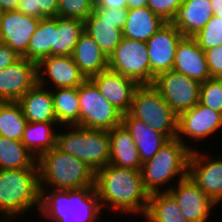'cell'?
<instances>
[{
  "instance_id": "74e56055",
  "label": "cell",
  "mask_w": 222,
  "mask_h": 222,
  "mask_svg": "<svg viewBox=\"0 0 222 222\" xmlns=\"http://www.w3.org/2000/svg\"><path fill=\"white\" fill-rule=\"evenodd\" d=\"M184 0H148L147 6L164 21L171 22Z\"/></svg>"
},
{
  "instance_id": "e575fe53",
  "label": "cell",
  "mask_w": 222,
  "mask_h": 222,
  "mask_svg": "<svg viewBox=\"0 0 222 222\" xmlns=\"http://www.w3.org/2000/svg\"><path fill=\"white\" fill-rule=\"evenodd\" d=\"M58 0H20L17 10L22 14L39 19L56 17Z\"/></svg>"
},
{
  "instance_id": "5b68a950",
  "label": "cell",
  "mask_w": 222,
  "mask_h": 222,
  "mask_svg": "<svg viewBox=\"0 0 222 222\" xmlns=\"http://www.w3.org/2000/svg\"><path fill=\"white\" fill-rule=\"evenodd\" d=\"M190 152L177 138L169 139L150 160L142 163L145 190L149 194L164 192L162 188L174 177L178 176V181L185 178L188 175Z\"/></svg>"
},
{
  "instance_id": "4316f807",
  "label": "cell",
  "mask_w": 222,
  "mask_h": 222,
  "mask_svg": "<svg viewBox=\"0 0 222 222\" xmlns=\"http://www.w3.org/2000/svg\"><path fill=\"white\" fill-rule=\"evenodd\" d=\"M84 31L89 34L109 58L122 39L116 23L99 18L94 12L84 20Z\"/></svg>"
},
{
  "instance_id": "83f0119b",
  "label": "cell",
  "mask_w": 222,
  "mask_h": 222,
  "mask_svg": "<svg viewBox=\"0 0 222 222\" xmlns=\"http://www.w3.org/2000/svg\"><path fill=\"white\" fill-rule=\"evenodd\" d=\"M58 126H80L78 87L51 89Z\"/></svg>"
},
{
  "instance_id": "7a4b0ae2",
  "label": "cell",
  "mask_w": 222,
  "mask_h": 222,
  "mask_svg": "<svg viewBox=\"0 0 222 222\" xmlns=\"http://www.w3.org/2000/svg\"><path fill=\"white\" fill-rule=\"evenodd\" d=\"M40 214L51 222H95L102 212L95 187L40 189Z\"/></svg>"
},
{
  "instance_id": "e0dca14e",
  "label": "cell",
  "mask_w": 222,
  "mask_h": 222,
  "mask_svg": "<svg viewBox=\"0 0 222 222\" xmlns=\"http://www.w3.org/2000/svg\"><path fill=\"white\" fill-rule=\"evenodd\" d=\"M85 80L72 56H49L37 64V83L43 87L52 82L53 89L73 88L79 87Z\"/></svg>"
},
{
  "instance_id": "30bf717a",
  "label": "cell",
  "mask_w": 222,
  "mask_h": 222,
  "mask_svg": "<svg viewBox=\"0 0 222 222\" xmlns=\"http://www.w3.org/2000/svg\"><path fill=\"white\" fill-rule=\"evenodd\" d=\"M152 85L178 116L199 102L201 83L174 70L159 74Z\"/></svg>"
},
{
  "instance_id": "7c38bea8",
  "label": "cell",
  "mask_w": 222,
  "mask_h": 222,
  "mask_svg": "<svg viewBox=\"0 0 222 222\" xmlns=\"http://www.w3.org/2000/svg\"><path fill=\"white\" fill-rule=\"evenodd\" d=\"M222 128V113L211 110L199 102L191 109L182 112L178 116L177 139L184 143L191 151L194 147L188 146L182 136L186 139L199 140L212 137L215 132Z\"/></svg>"
},
{
  "instance_id": "8992f818",
  "label": "cell",
  "mask_w": 222,
  "mask_h": 222,
  "mask_svg": "<svg viewBox=\"0 0 222 222\" xmlns=\"http://www.w3.org/2000/svg\"><path fill=\"white\" fill-rule=\"evenodd\" d=\"M69 127L57 133L56 147L86 163L94 172L106 167L110 161V138L106 130ZM71 129V130H69Z\"/></svg>"
},
{
  "instance_id": "44dd1931",
  "label": "cell",
  "mask_w": 222,
  "mask_h": 222,
  "mask_svg": "<svg viewBox=\"0 0 222 222\" xmlns=\"http://www.w3.org/2000/svg\"><path fill=\"white\" fill-rule=\"evenodd\" d=\"M122 124L130 132L142 163L150 160L169 140L164 134L153 130L149 124L133 117L129 112L122 115Z\"/></svg>"
},
{
  "instance_id": "1f68e13d",
  "label": "cell",
  "mask_w": 222,
  "mask_h": 222,
  "mask_svg": "<svg viewBox=\"0 0 222 222\" xmlns=\"http://www.w3.org/2000/svg\"><path fill=\"white\" fill-rule=\"evenodd\" d=\"M144 217L148 222H189L169 192L150 194Z\"/></svg>"
},
{
  "instance_id": "484cf974",
  "label": "cell",
  "mask_w": 222,
  "mask_h": 222,
  "mask_svg": "<svg viewBox=\"0 0 222 222\" xmlns=\"http://www.w3.org/2000/svg\"><path fill=\"white\" fill-rule=\"evenodd\" d=\"M56 124V125H55ZM57 122H28L23 133L21 142L38 159L45 152L56 147Z\"/></svg>"
},
{
  "instance_id": "4dcf8cb0",
  "label": "cell",
  "mask_w": 222,
  "mask_h": 222,
  "mask_svg": "<svg viewBox=\"0 0 222 222\" xmlns=\"http://www.w3.org/2000/svg\"><path fill=\"white\" fill-rule=\"evenodd\" d=\"M56 30L57 16L40 19L28 45V60L38 64L42 59L53 56V38Z\"/></svg>"
},
{
  "instance_id": "6da1fadb",
  "label": "cell",
  "mask_w": 222,
  "mask_h": 222,
  "mask_svg": "<svg viewBox=\"0 0 222 222\" xmlns=\"http://www.w3.org/2000/svg\"><path fill=\"white\" fill-rule=\"evenodd\" d=\"M94 186L103 211L107 207L124 215H145L150 194L144 188L141 170L108 164L95 172Z\"/></svg>"
},
{
  "instance_id": "52a82bcc",
  "label": "cell",
  "mask_w": 222,
  "mask_h": 222,
  "mask_svg": "<svg viewBox=\"0 0 222 222\" xmlns=\"http://www.w3.org/2000/svg\"><path fill=\"white\" fill-rule=\"evenodd\" d=\"M129 113L168 139L177 137L178 115L153 85H139L135 89Z\"/></svg>"
},
{
  "instance_id": "f1b7e54d",
  "label": "cell",
  "mask_w": 222,
  "mask_h": 222,
  "mask_svg": "<svg viewBox=\"0 0 222 222\" xmlns=\"http://www.w3.org/2000/svg\"><path fill=\"white\" fill-rule=\"evenodd\" d=\"M38 169L37 159L19 140L0 136V170Z\"/></svg>"
},
{
  "instance_id": "ab89813d",
  "label": "cell",
  "mask_w": 222,
  "mask_h": 222,
  "mask_svg": "<svg viewBox=\"0 0 222 222\" xmlns=\"http://www.w3.org/2000/svg\"><path fill=\"white\" fill-rule=\"evenodd\" d=\"M211 78L222 79V45L204 51Z\"/></svg>"
},
{
  "instance_id": "ba28073f",
  "label": "cell",
  "mask_w": 222,
  "mask_h": 222,
  "mask_svg": "<svg viewBox=\"0 0 222 222\" xmlns=\"http://www.w3.org/2000/svg\"><path fill=\"white\" fill-rule=\"evenodd\" d=\"M80 127L110 131L122 124V113L99 92L96 85L86 79L78 87Z\"/></svg>"
},
{
  "instance_id": "603a6c76",
  "label": "cell",
  "mask_w": 222,
  "mask_h": 222,
  "mask_svg": "<svg viewBox=\"0 0 222 222\" xmlns=\"http://www.w3.org/2000/svg\"><path fill=\"white\" fill-rule=\"evenodd\" d=\"M109 164L126 169L141 170L142 162L130 132L123 124L111 129Z\"/></svg>"
},
{
  "instance_id": "5bb4252c",
  "label": "cell",
  "mask_w": 222,
  "mask_h": 222,
  "mask_svg": "<svg viewBox=\"0 0 222 222\" xmlns=\"http://www.w3.org/2000/svg\"><path fill=\"white\" fill-rule=\"evenodd\" d=\"M183 37L175 25L167 22L148 41L151 85L155 78L164 72L172 70L178 42Z\"/></svg>"
},
{
  "instance_id": "277c9868",
  "label": "cell",
  "mask_w": 222,
  "mask_h": 222,
  "mask_svg": "<svg viewBox=\"0 0 222 222\" xmlns=\"http://www.w3.org/2000/svg\"><path fill=\"white\" fill-rule=\"evenodd\" d=\"M40 196L38 169L0 170V217L4 220L13 221L35 206L39 211Z\"/></svg>"
},
{
  "instance_id": "f6af8a7d",
  "label": "cell",
  "mask_w": 222,
  "mask_h": 222,
  "mask_svg": "<svg viewBox=\"0 0 222 222\" xmlns=\"http://www.w3.org/2000/svg\"><path fill=\"white\" fill-rule=\"evenodd\" d=\"M213 9V15L222 18V0H210Z\"/></svg>"
},
{
  "instance_id": "ac0fdd59",
  "label": "cell",
  "mask_w": 222,
  "mask_h": 222,
  "mask_svg": "<svg viewBox=\"0 0 222 222\" xmlns=\"http://www.w3.org/2000/svg\"><path fill=\"white\" fill-rule=\"evenodd\" d=\"M99 92L122 114L130 111L135 89L139 86L134 80L106 69L89 78Z\"/></svg>"
},
{
  "instance_id": "d4e9b609",
  "label": "cell",
  "mask_w": 222,
  "mask_h": 222,
  "mask_svg": "<svg viewBox=\"0 0 222 222\" xmlns=\"http://www.w3.org/2000/svg\"><path fill=\"white\" fill-rule=\"evenodd\" d=\"M166 23L148 6L128 9L127 19L122 29V36L127 39L146 42Z\"/></svg>"
},
{
  "instance_id": "7bdbcfd3",
  "label": "cell",
  "mask_w": 222,
  "mask_h": 222,
  "mask_svg": "<svg viewBox=\"0 0 222 222\" xmlns=\"http://www.w3.org/2000/svg\"><path fill=\"white\" fill-rule=\"evenodd\" d=\"M20 0H0V9L2 12L17 10Z\"/></svg>"
},
{
  "instance_id": "f35d334b",
  "label": "cell",
  "mask_w": 222,
  "mask_h": 222,
  "mask_svg": "<svg viewBox=\"0 0 222 222\" xmlns=\"http://www.w3.org/2000/svg\"><path fill=\"white\" fill-rule=\"evenodd\" d=\"M93 12L101 19L116 23V27L122 30L127 19L128 8H93Z\"/></svg>"
},
{
  "instance_id": "8d00e7d4",
  "label": "cell",
  "mask_w": 222,
  "mask_h": 222,
  "mask_svg": "<svg viewBox=\"0 0 222 222\" xmlns=\"http://www.w3.org/2000/svg\"><path fill=\"white\" fill-rule=\"evenodd\" d=\"M57 16L84 21L93 12L94 0H58Z\"/></svg>"
},
{
  "instance_id": "9a60e30c",
  "label": "cell",
  "mask_w": 222,
  "mask_h": 222,
  "mask_svg": "<svg viewBox=\"0 0 222 222\" xmlns=\"http://www.w3.org/2000/svg\"><path fill=\"white\" fill-rule=\"evenodd\" d=\"M39 22V18L22 14L18 10L2 12L0 42L7 44L19 56L27 58L28 45Z\"/></svg>"
},
{
  "instance_id": "836d02e7",
  "label": "cell",
  "mask_w": 222,
  "mask_h": 222,
  "mask_svg": "<svg viewBox=\"0 0 222 222\" xmlns=\"http://www.w3.org/2000/svg\"><path fill=\"white\" fill-rule=\"evenodd\" d=\"M193 37L203 51L222 45V18L213 15Z\"/></svg>"
},
{
  "instance_id": "3957f363",
  "label": "cell",
  "mask_w": 222,
  "mask_h": 222,
  "mask_svg": "<svg viewBox=\"0 0 222 222\" xmlns=\"http://www.w3.org/2000/svg\"><path fill=\"white\" fill-rule=\"evenodd\" d=\"M37 165L40 189L72 190L95 187V172L92 168L57 147L41 155L37 159Z\"/></svg>"
},
{
  "instance_id": "7402d4cb",
  "label": "cell",
  "mask_w": 222,
  "mask_h": 222,
  "mask_svg": "<svg viewBox=\"0 0 222 222\" xmlns=\"http://www.w3.org/2000/svg\"><path fill=\"white\" fill-rule=\"evenodd\" d=\"M36 83L17 102L28 122H57L51 89Z\"/></svg>"
},
{
  "instance_id": "d6a6232c",
  "label": "cell",
  "mask_w": 222,
  "mask_h": 222,
  "mask_svg": "<svg viewBox=\"0 0 222 222\" xmlns=\"http://www.w3.org/2000/svg\"><path fill=\"white\" fill-rule=\"evenodd\" d=\"M27 123L17 101L0 102V136L21 141Z\"/></svg>"
},
{
  "instance_id": "ffe728a7",
  "label": "cell",
  "mask_w": 222,
  "mask_h": 222,
  "mask_svg": "<svg viewBox=\"0 0 222 222\" xmlns=\"http://www.w3.org/2000/svg\"><path fill=\"white\" fill-rule=\"evenodd\" d=\"M212 16L210 0H184L170 23L175 25L183 36L193 37L204 28Z\"/></svg>"
},
{
  "instance_id": "8fae6325",
  "label": "cell",
  "mask_w": 222,
  "mask_h": 222,
  "mask_svg": "<svg viewBox=\"0 0 222 222\" xmlns=\"http://www.w3.org/2000/svg\"><path fill=\"white\" fill-rule=\"evenodd\" d=\"M178 203L182 215L189 222H206L211 217V210L217 204L205 194L198 185L187 175L178 181L177 186L164 189Z\"/></svg>"
},
{
  "instance_id": "b9f144b4",
  "label": "cell",
  "mask_w": 222,
  "mask_h": 222,
  "mask_svg": "<svg viewBox=\"0 0 222 222\" xmlns=\"http://www.w3.org/2000/svg\"><path fill=\"white\" fill-rule=\"evenodd\" d=\"M94 8H127V0H94Z\"/></svg>"
},
{
  "instance_id": "4fadbf2b",
  "label": "cell",
  "mask_w": 222,
  "mask_h": 222,
  "mask_svg": "<svg viewBox=\"0 0 222 222\" xmlns=\"http://www.w3.org/2000/svg\"><path fill=\"white\" fill-rule=\"evenodd\" d=\"M193 149L188 161V175L216 204L222 201V157ZM207 159V161H206ZM210 159V160H209ZM206 161V162H205Z\"/></svg>"
},
{
  "instance_id": "9c48e42d",
  "label": "cell",
  "mask_w": 222,
  "mask_h": 222,
  "mask_svg": "<svg viewBox=\"0 0 222 222\" xmlns=\"http://www.w3.org/2000/svg\"><path fill=\"white\" fill-rule=\"evenodd\" d=\"M108 69L134 80L138 85H151L146 42L122 37L119 45L108 58Z\"/></svg>"
},
{
  "instance_id": "d590c367",
  "label": "cell",
  "mask_w": 222,
  "mask_h": 222,
  "mask_svg": "<svg viewBox=\"0 0 222 222\" xmlns=\"http://www.w3.org/2000/svg\"><path fill=\"white\" fill-rule=\"evenodd\" d=\"M199 103L222 113V79L211 78L201 83Z\"/></svg>"
},
{
  "instance_id": "f546056e",
  "label": "cell",
  "mask_w": 222,
  "mask_h": 222,
  "mask_svg": "<svg viewBox=\"0 0 222 222\" xmlns=\"http://www.w3.org/2000/svg\"><path fill=\"white\" fill-rule=\"evenodd\" d=\"M83 32L84 21L57 16V30L54 31L53 38V56H72L75 45Z\"/></svg>"
},
{
  "instance_id": "2e32d148",
  "label": "cell",
  "mask_w": 222,
  "mask_h": 222,
  "mask_svg": "<svg viewBox=\"0 0 222 222\" xmlns=\"http://www.w3.org/2000/svg\"><path fill=\"white\" fill-rule=\"evenodd\" d=\"M37 83V64L21 57L0 70V102L18 101Z\"/></svg>"
},
{
  "instance_id": "cb8c5ba5",
  "label": "cell",
  "mask_w": 222,
  "mask_h": 222,
  "mask_svg": "<svg viewBox=\"0 0 222 222\" xmlns=\"http://www.w3.org/2000/svg\"><path fill=\"white\" fill-rule=\"evenodd\" d=\"M72 58L86 79L108 69V57L85 31L75 45Z\"/></svg>"
},
{
  "instance_id": "60d3db41",
  "label": "cell",
  "mask_w": 222,
  "mask_h": 222,
  "mask_svg": "<svg viewBox=\"0 0 222 222\" xmlns=\"http://www.w3.org/2000/svg\"><path fill=\"white\" fill-rule=\"evenodd\" d=\"M20 58L21 56L13 51L7 44L0 42V70L15 63Z\"/></svg>"
},
{
  "instance_id": "d6986e66",
  "label": "cell",
  "mask_w": 222,
  "mask_h": 222,
  "mask_svg": "<svg viewBox=\"0 0 222 222\" xmlns=\"http://www.w3.org/2000/svg\"><path fill=\"white\" fill-rule=\"evenodd\" d=\"M172 70L200 83L211 79L205 52L190 36H183L178 42Z\"/></svg>"
},
{
  "instance_id": "ee69618b",
  "label": "cell",
  "mask_w": 222,
  "mask_h": 222,
  "mask_svg": "<svg viewBox=\"0 0 222 222\" xmlns=\"http://www.w3.org/2000/svg\"><path fill=\"white\" fill-rule=\"evenodd\" d=\"M148 0H127L128 9L147 7Z\"/></svg>"
}]
</instances>
